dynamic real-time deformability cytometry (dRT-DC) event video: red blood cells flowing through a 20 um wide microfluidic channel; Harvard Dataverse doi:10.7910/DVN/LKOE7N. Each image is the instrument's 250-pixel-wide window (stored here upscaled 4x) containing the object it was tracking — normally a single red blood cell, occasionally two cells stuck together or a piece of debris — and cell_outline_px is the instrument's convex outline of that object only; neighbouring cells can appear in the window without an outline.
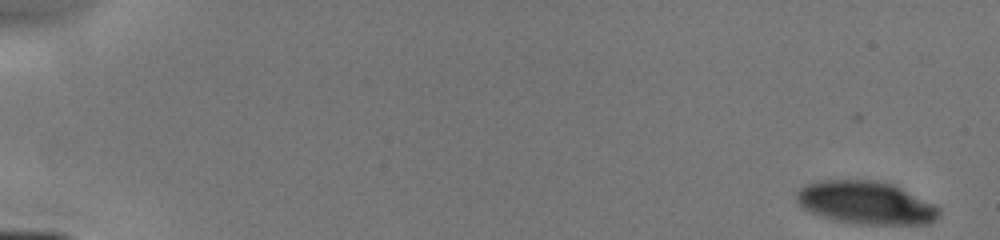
{"species": "human", "species_latin": "Homo sapiens", "temperature_condition": "cold", "stored_images_in_passage": 23, "camera_frame_rate_fps": 3000, "um_per_image_px": 0.085, "donor": {"sex": "male"}, "frame": {"image": 1, "passage_image": 1, "time_ms": 0.0, "image_size_px": [1000, 240], "cell_outline_px": [[940, 212], [936, 220], [928, 224], [860, 224], [832, 220], [812, 212], [804, 208], [796, 200], [796, 192], [804, 184], [816, 180], [876, 180], [892, 184], [936, 204], [940, 208]], "centroid_in_image_um": [73.61, 17.23], "position_along_channel_um": 11.4, "area_um2": 35.84}}
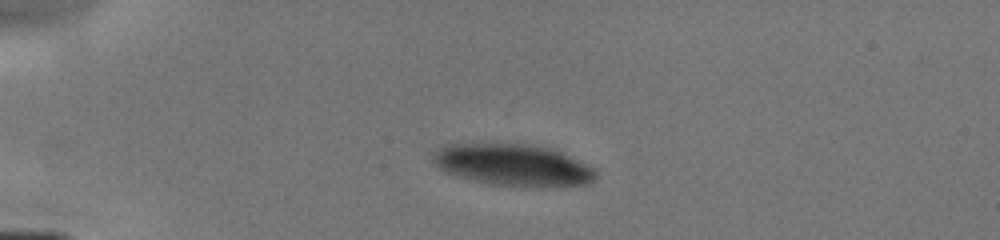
{"frame": {"image": 2, "passage_image": 16, "time_ms": 3.667, "image_size_px": [1000, 240], "cell_outline_px": [[596, 176], [588, 184], [488, 184], [448, 172], [440, 168], [432, 160], [432, 152], [444, 144], [488, 140], [532, 144], [552, 148], [592, 168], [596, 172]], "centroid_in_image_um": [43.45, 13.9], "position_along_channel_um": 41.5, "area_um2": 39.3}}